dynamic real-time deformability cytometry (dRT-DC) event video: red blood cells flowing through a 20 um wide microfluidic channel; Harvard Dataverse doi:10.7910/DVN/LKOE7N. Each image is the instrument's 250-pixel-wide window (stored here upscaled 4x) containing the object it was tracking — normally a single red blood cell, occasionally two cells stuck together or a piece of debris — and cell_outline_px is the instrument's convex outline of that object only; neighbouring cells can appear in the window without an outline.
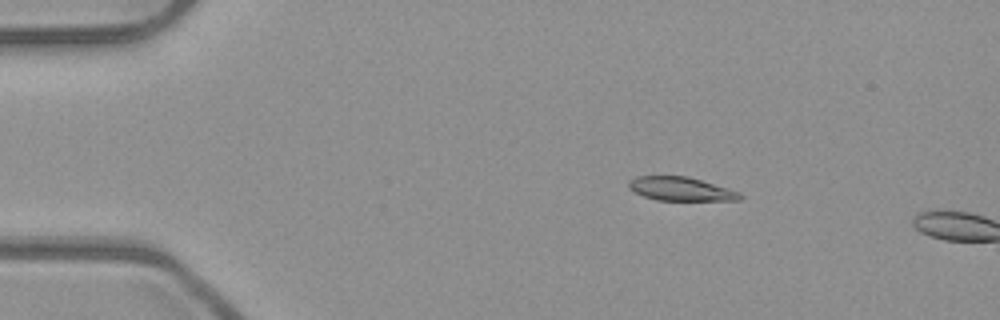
{"species": "common noctule bat (a hibernating species)", "species_latin": "Nyctalus noctula", "temperature_condition": "room temperature", "stored_images_in_passage": 3, "camera_frame_rate_fps": 3000, "um_per_image_px": 0.085, "animal": {"sex": "male", "body_mass_g": 23.1, "forearm_length_mm": 52.7}, "frame": {"image": 1, "passage_image": 2, "time_ms": 0.333, "image_size_px": [1000, 320], "cell_outline_px": [[744, 196], [740, 200], [656, 200], [644, 196], [628, 188], [628, 180], [636, 176], [688, 176], [728, 188], [740, 192]], "centroid_in_image_um": [57.87, 16.05], "position_along_channel_um": 27.1, "area_um2": 15.37}}